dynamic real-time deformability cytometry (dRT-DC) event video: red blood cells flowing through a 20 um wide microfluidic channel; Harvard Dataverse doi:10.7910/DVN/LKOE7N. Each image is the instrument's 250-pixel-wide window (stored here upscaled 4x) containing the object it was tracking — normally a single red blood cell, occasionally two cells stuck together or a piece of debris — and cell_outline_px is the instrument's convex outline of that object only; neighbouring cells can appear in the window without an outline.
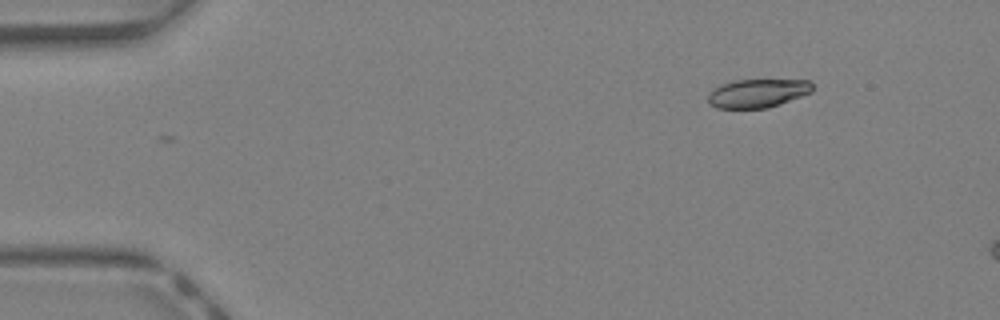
{"species": "Egyptian fruit bat (a non-hibernating species)", "species_latin": "Rousettus aegyptiacus", "temperature_condition": "warm", "stored_images_in_passage": 6, "camera_frame_rate_fps": 3000, "um_per_image_px": 0.085, "animal": {"sex": "female"}, "frame": {"image": 1, "passage_image": 1, "time_ms": 0.0, "image_size_px": [1000, 320], "cell_outline_px": [[812, 92], [780, 104], [768, 108], [716, 108], [708, 104], [708, 96], [712, 88], [720, 84], [736, 80], [808, 80], [812, 84]], "centroid_in_image_um": [64.36, 7.93], "position_along_channel_um": 20.6, "area_um2": 17.46}}